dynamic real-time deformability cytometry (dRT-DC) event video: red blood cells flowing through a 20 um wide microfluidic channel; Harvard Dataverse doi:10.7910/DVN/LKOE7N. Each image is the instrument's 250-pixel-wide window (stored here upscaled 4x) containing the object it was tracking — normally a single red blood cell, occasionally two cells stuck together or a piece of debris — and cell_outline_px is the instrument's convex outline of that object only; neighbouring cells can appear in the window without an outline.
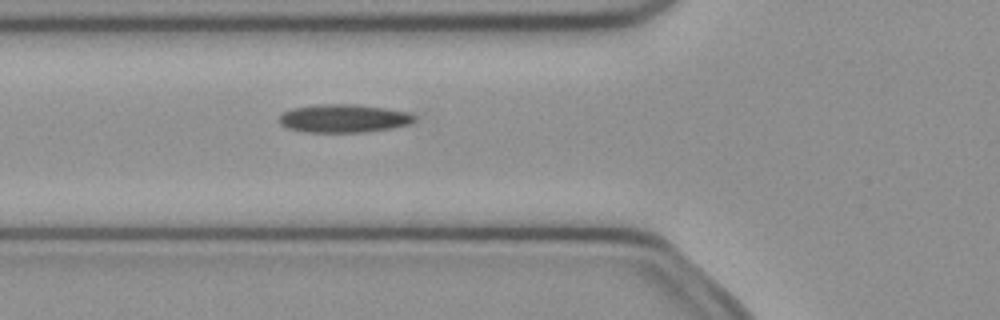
{"species": "common noctule bat (a hibernating species)", "species_latin": "Nyctalus noctula", "temperature_condition": "cold", "stored_images_in_passage": 50, "camera_frame_rate_fps": 3000, "um_per_image_px": 0.085, "animal": {"sex": "female", "body_mass_g": 21.9}, "frame": {"image": 1, "passage_image": 18, "time_ms": 5.667, "image_size_px": [1000, 320], "cell_outline_px": [[416, 120], [408, 124], [392, 128], [368, 132], [304, 132], [288, 128], [280, 124], [280, 116], [284, 112], [292, 108], [320, 104], [356, 104], [384, 108], [408, 112], [416, 116]], "centroid_in_image_um": [29.23, 10.07], "position_along_channel_um": 96.6, "area_um2": 22.25}}
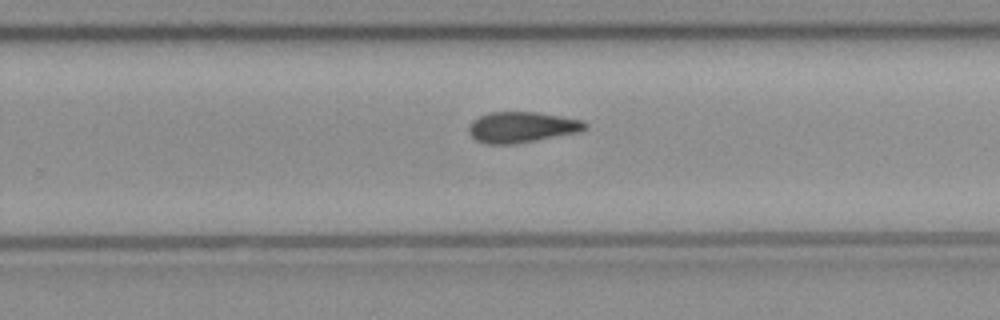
{"frame": {"image": 2, "passage_image": 32, "time_ms": 10.333, "image_size_px": [1000, 320], "cell_outline_px": [[588, 128], [584, 132], [516, 144], [488, 144], [476, 140], [468, 132], [468, 124], [472, 120], [488, 112], [536, 112], [584, 120], [588, 124]], "centroid_in_image_um": [44.4, 10.82], "position_along_channel_um": 285.4, "area_um2": 21.33}}
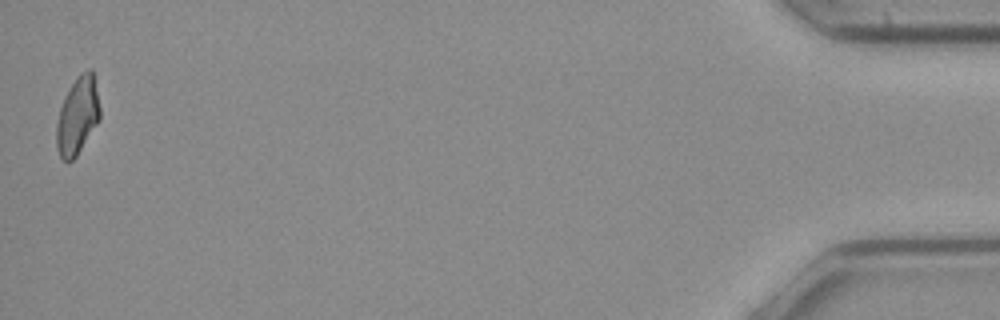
{"frame": {"image": 3, "passage_image": 50, "time_ms": 16.333, "image_size_px": [1000, 320], "cell_outline_px": [[100, 120], [76, 156], [68, 164], [60, 156], [56, 148], [56, 124], [60, 108], [64, 96], [80, 72], [88, 68], [92, 68], [100, 108]], "centroid_in_image_um": [6.59, 9.84], "position_along_channel_um": 428.6, "area_um2": 19.71}, "authors_computed_cell_mechanics": {"area_um2": 20.808, "velocity_mm_per_s": 4.0348, "shape_relaxation_time_tau1_ms": null, "shape_relaxation_time_tau2_ms": 5.3103, "deformation_change_tau1": null, "deformation_change_tau2": 0.118}}